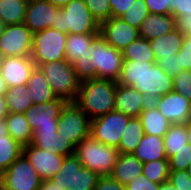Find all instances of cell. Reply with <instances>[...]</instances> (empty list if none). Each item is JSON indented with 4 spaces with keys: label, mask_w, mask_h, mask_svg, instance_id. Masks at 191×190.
<instances>
[{
    "label": "cell",
    "mask_w": 191,
    "mask_h": 190,
    "mask_svg": "<svg viewBox=\"0 0 191 190\" xmlns=\"http://www.w3.org/2000/svg\"><path fill=\"white\" fill-rule=\"evenodd\" d=\"M117 83L132 86L144 94L150 103L173 91V78L158 64L150 62L123 61Z\"/></svg>",
    "instance_id": "cell-1"
},
{
    "label": "cell",
    "mask_w": 191,
    "mask_h": 190,
    "mask_svg": "<svg viewBox=\"0 0 191 190\" xmlns=\"http://www.w3.org/2000/svg\"><path fill=\"white\" fill-rule=\"evenodd\" d=\"M117 82L92 79L80 82L75 103L90 120L115 110V92Z\"/></svg>",
    "instance_id": "cell-2"
},
{
    "label": "cell",
    "mask_w": 191,
    "mask_h": 190,
    "mask_svg": "<svg viewBox=\"0 0 191 190\" xmlns=\"http://www.w3.org/2000/svg\"><path fill=\"white\" fill-rule=\"evenodd\" d=\"M74 156L79 159L83 167L94 171L99 176H111L119 150L98 142L89 135L75 146Z\"/></svg>",
    "instance_id": "cell-3"
},
{
    "label": "cell",
    "mask_w": 191,
    "mask_h": 190,
    "mask_svg": "<svg viewBox=\"0 0 191 190\" xmlns=\"http://www.w3.org/2000/svg\"><path fill=\"white\" fill-rule=\"evenodd\" d=\"M53 28L65 34H100V24L84 0H72L56 13Z\"/></svg>",
    "instance_id": "cell-4"
},
{
    "label": "cell",
    "mask_w": 191,
    "mask_h": 190,
    "mask_svg": "<svg viewBox=\"0 0 191 190\" xmlns=\"http://www.w3.org/2000/svg\"><path fill=\"white\" fill-rule=\"evenodd\" d=\"M99 35L68 34L65 59L72 64L80 82L97 79V70L91 64L89 46Z\"/></svg>",
    "instance_id": "cell-5"
},
{
    "label": "cell",
    "mask_w": 191,
    "mask_h": 190,
    "mask_svg": "<svg viewBox=\"0 0 191 190\" xmlns=\"http://www.w3.org/2000/svg\"><path fill=\"white\" fill-rule=\"evenodd\" d=\"M45 75L56 96L67 102H75L80 88L71 63L66 60L52 61L38 66Z\"/></svg>",
    "instance_id": "cell-6"
},
{
    "label": "cell",
    "mask_w": 191,
    "mask_h": 190,
    "mask_svg": "<svg viewBox=\"0 0 191 190\" xmlns=\"http://www.w3.org/2000/svg\"><path fill=\"white\" fill-rule=\"evenodd\" d=\"M67 38V34L52 27L34 33L31 59L36 67L52 61L66 60Z\"/></svg>",
    "instance_id": "cell-7"
},
{
    "label": "cell",
    "mask_w": 191,
    "mask_h": 190,
    "mask_svg": "<svg viewBox=\"0 0 191 190\" xmlns=\"http://www.w3.org/2000/svg\"><path fill=\"white\" fill-rule=\"evenodd\" d=\"M89 50L97 78L117 82L123 64L122 52L109 45L100 35L91 43Z\"/></svg>",
    "instance_id": "cell-8"
},
{
    "label": "cell",
    "mask_w": 191,
    "mask_h": 190,
    "mask_svg": "<svg viewBox=\"0 0 191 190\" xmlns=\"http://www.w3.org/2000/svg\"><path fill=\"white\" fill-rule=\"evenodd\" d=\"M90 121L75 102H68L58 119L57 133L76 146L90 135Z\"/></svg>",
    "instance_id": "cell-9"
},
{
    "label": "cell",
    "mask_w": 191,
    "mask_h": 190,
    "mask_svg": "<svg viewBox=\"0 0 191 190\" xmlns=\"http://www.w3.org/2000/svg\"><path fill=\"white\" fill-rule=\"evenodd\" d=\"M130 118L115 110L108 112L90 121V135L98 142L118 148L124 128Z\"/></svg>",
    "instance_id": "cell-10"
},
{
    "label": "cell",
    "mask_w": 191,
    "mask_h": 190,
    "mask_svg": "<svg viewBox=\"0 0 191 190\" xmlns=\"http://www.w3.org/2000/svg\"><path fill=\"white\" fill-rule=\"evenodd\" d=\"M0 182L11 190H39L42 179L27 158L21 154L0 175Z\"/></svg>",
    "instance_id": "cell-11"
},
{
    "label": "cell",
    "mask_w": 191,
    "mask_h": 190,
    "mask_svg": "<svg viewBox=\"0 0 191 190\" xmlns=\"http://www.w3.org/2000/svg\"><path fill=\"white\" fill-rule=\"evenodd\" d=\"M33 33L24 23L6 25L0 36V52L3 57L32 54Z\"/></svg>",
    "instance_id": "cell-12"
},
{
    "label": "cell",
    "mask_w": 191,
    "mask_h": 190,
    "mask_svg": "<svg viewBox=\"0 0 191 190\" xmlns=\"http://www.w3.org/2000/svg\"><path fill=\"white\" fill-rule=\"evenodd\" d=\"M68 102L56 98L49 102L32 105L25 113V117L32 131L35 129L57 128L62 109Z\"/></svg>",
    "instance_id": "cell-13"
},
{
    "label": "cell",
    "mask_w": 191,
    "mask_h": 190,
    "mask_svg": "<svg viewBox=\"0 0 191 190\" xmlns=\"http://www.w3.org/2000/svg\"><path fill=\"white\" fill-rule=\"evenodd\" d=\"M100 36L111 46L123 51L140 37L139 29L132 27L120 17H111L100 24Z\"/></svg>",
    "instance_id": "cell-14"
},
{
    "label": "cell",
    "mask_w": 191,
    "mask_h": 190,
    "mask_svg": "<svg viewBox=\"0 0 191 190\" xmlns=\"http://www.w3.org/2000/svg\"><path fill=\"white\" fill-rule=\"evenodd\" d=\"M152 103L171 124L191 121V101L180 93L171 91L156 98Z\"/></svg>",
    "instance_id": "cell-15"
},
{
    "label": "cell",
    "mask_w": 191,
    "mask_h": 190,
    "mask_svg": "<svg viewBox=\"0 0 191 190\" xmlns=\"http://www.w3.org/2000/svg\"><path fill=\"white\" fill-rule=\"evenodd\" d=\"M22 154L38 172L42 180L51 179L57 175L65 156L37 148L32 144L22 146Z\"/></svg>",
    "instance_id": "cell-16"
},
{
    "label": "cell",
    "mask_w": 191,
    "mask_h": 190,
    "mask_svg": "<svg viewBox=\"0 0 191 190\" xmlns=\"http://www.w3.org/2000/svg\"><path fill=\"white\" fill-rule=\"evenodd\" d=\"M35 67L28 56H8L0 61V73L8 88L27 84Z\"/></svg>",
    "instance_id": "cell-17"
},
{
    "label": "cell",
    "mask_w": 191,
    "mask_h": 190,
    "mask_svg": "<svg viewBox=\"0 0 191 190\" xmlns=\"http://www.w3.org/2000/svg\"><path fill=\"white\" fill-rule=\"evenodd\" d=\"M59 10V7L54 6L48 0H30L23 23L33 34L50 27L53 28V22Z\"/></svg>",
    "instance_id": "cell-18"
},
{
    "label": "cell",
    "mask_w": 191,
    "mask_h": 190,
    "mask_svg": "<svg viewBox=\"0 0 191 190\" xmlns=\"http://www.w3.org/2000/svg\"><path fill=\"white\" fill-rule=\"evenodd\" d=\"M149 100L132 86L117 83L115 92V111L129 117H139L148 106Z\"/></svg>",
    "instance_id": "cell-19"
},
{
    "label": "cell",
    "mask_w": 191,
    "mask_h": 190,
    "mask_svg": "<svg viewBox=\"0 0 191 190\" xmlns=\"http://www.w3.org/2000/svg\"><path fill=\"white\" fill-rule=\"evenodd\" d=\"M31 144L63 156L74 155L75 146L69 140L59 136L57 128L35 129Z\"/></svg>",
    "instance_id": "cell-20"
},
{
    "label": "cell",
    "mask_w": 191,
    "mask_h": 190,
    "mask_svg": "<svg viewBox=\"0 0 191 190\" xmlns=\"http://www.w3.org/2000/svg\"><path fill=\"white\" fill-rule=\"evenodd\" d=\"M176 29L175 18L171 14H149L139 28L140 37L151 40Z\"/></svg>",
    "instance_id": "cell-21"
},
{
    "label": "cell",
    "mask_w": 191,
    "mask_h": 190,
    "mask_svg": "<svg viewBox=\"0 0 191 190\" xmlns=\"http://www.w3.org/2000/svg\"><path fill=\"white\" fill-rule=\"evenodd\" d=\"M142 171L143 163L133 153H119L111 176L120 184L126 185L140 176Z\"/></svg>",
    "instance_id": "cell-22"
},
{
    "label": "cell",
    "mask_w": 191,
    "mask_h": 190,
    "mask_svg": "<svg viewBox=\"0 0 191 190\" xmlns=\"http://www.w3.org/2000/svg\"><path fill=\"white\" fill-rule=\"evenodd\" d=\"M27 89L34 105L58 98L39 67H35L32 71L27 82Z\"/></svg>",
    "instance_id": "cell-23"
},
{
    "label": "cell",
    "mask_w": 191,
    "mask_h": 190,
    "mask_svg": "<svg viewBox=\"0 0 191 190\" xmlns=\"http://www.w3.org/2000/svg\"><path fill=\"white\" fill-rule=\"evenodd\" d=\"M184 35L176 29L160 37L149 40L156 62L163 57H174L183 43Z\"/></svg>",
    "instance_id": "cell-24"
},
{
    "label": "cell",
    "mask_w": 191,
    "mask_h": 190,
    "mask_svg": "<svg viewBox=\"0 0 191 190\" xmlns=\"http://www.w3.org/2000/svg\"><path fill=\"white\" fill-rule=\"evenodd\" d=\"M133 154L142 162L167 159L164 139L151 134H144Z\"/></svg>",
    "instance_id": "cell-25"
},
{
    "label": "cell",
    "mask_w": 191,
    "mask_h": 190,
    "mask_svg": "<svg viewBox=\"0 0 191 190\" xmlns=\"http://www.w3.org/2000/svg\"><path fill=\"white\" fill-rule=\"evenodd\" d=\"M139 118L144 134L164 137L171 126V123L159 112L152 102L141 112Z\"/></svg>",
    "instance_id": "cell-26"
},
{
    "label": "cell",
    "mask_w": 191,
    "mask_h": 190,
    "mask_svg": "<svg viewBox=\"0 0 191 190\" xmlns=\"http://www.w3.org/2000/svg\"><path fill=\"white\" fill-rule=\"evenodd\" d=\"M9 135L20 145L26 146L32 143L33 131L24 113L9 112L5 118Z\"/></svg>",
    "instance_id": "cell-27"
},
{
    "label": "cell",
    "mask_w": 191,
    "mask_h": 190,
    "mask_svg": "<svg viewBox=\"0 0 191 190\" xmlns=\"http://www.w3.org/2000/svg\"><path fill=\"white\" fill-rule=\"evenodd\" d=\"M144 136V130L139 117H131L124 128L118 146L119 153H133Z\"/></svg>",
    "instance_id": "cell-28"
},
{
    "label": "cell",
    "mask_w": 191,
    "mask_h": 190,
    "mask_svg": "<svg viewBox=\"0 0 191 190\" xmlns=\"http://www.w3.org/2000/svg\"><path fill=\"white\" fill-rule=\"evenodd\" d=\"M4 97L8 110L12 113H25L33 105L27 84L9 87Z\"/></svg>",
    "instance_id": "cell-29"
},
{
    "label": "cell",
    "mask_w": 191,
    "mask_h": 190,
    "mask_svg": "<svg viewBox=\"0 0 191 190\" xmlns=\"http://www.w3.org/2000/svg\"><path fill=\"white\" fill-rule=\"evenodd\" d=\"M29 0H0V19L5 25L24 22Z\"/></svg>",
    "instance_id": "cell-30"
},
{
    "label": "cell",
    "mask_w": 191,
    "mask_h": 190,
    "mask_svg": "<svg viewBox=\"0 0 191 190\" xmlns=\"http://www.w3.org/2000/svg\"><path fill=\"white\" fill-rule=\"evenodd\" d=\"M164 147L167 159L175 155L177 151L188 144L187 123L171 124L168 132L164 135Z\"/></svg>",
    "instance_id": "cell-31"
},
{
    "label": "cell",
    "mask_w": 191,
    "mask_h": 190,
    "mask_svg": "<svg viewBox=\"0 0 191 190\" xmlns=\"http://www.w3.org/2000/svg\"><path fill=\"white\" fill-rule=\"evenodd\" d=\"M123 61H141L156 63L149 40L139 37L132 41L123 51Z\"/></svg>",
    "instance_id": "cell-32"
},
{
    "label": "cell",
    "mask_w": 191,
    "mask_h": 190,
    "mask_svg": "<svg viewBox=\"0 0 191 190\" xmlns=\"http://www.w3.org/2000/svg\"><path fill=\"white\" fill-rule=\"evenodd\" d=\"M100 176L88 168L83 167L74 156V179L73 187L67 190H94Z\"/></svg>",
    "instance_id": "cell-33"
},
{
    "label": "cell",
    "mask_w": 191,
    "mask_h": 190,
    "mask_svg": "<svg viewBox=\"0 0 191 190\" xmlns=\"http://www.w3.org/2000/svg\"><path fill=\"white\" fill-rule=\"evenodd\" d=\"M22 154V145L10 135L0 136V175Z\"/></svg>",
    "instance_id": "cell-34"
},
{
    "label": "cell",
    "mask_w": 191,
    "mask_h": 190,
    "mask_svg": "<svg viewBox=\"0 0 191 190\" xmlns=\"http://www.w3.org/2000/svg\"><path fill=\"white\" fill-rule=\"evenodd\" d=\"M142 174L151 182L163 184L169 181L170 168L168 159L143 163Z\"/></svg>",
    "instance_id": "cell-35"
},
{
    "label": "cell",
    "mask_w": 191,
    "mask_h": 190,
    "mask_svg": "<svg viewBox=\"0 0 191 190\" xmlns=\"http://www.w3.org/2000/svg\"><path fill=\"white\" fill-rule=\"evenodd\" d=\"M149 9L144 0H135L130 8L120 18L134 28L139 29L143 20L149 15Z\"/></svg>",
    "instance_id": "cell-36"
},
{
    "label": "cell",
    "mask_w": 191,
    "mask_h": 190,
    "mask_svg": "<svg viewBox=\"0 0 191 190\" xmlns=\"http://www.w3.org/2000/svg\"><path fill=\"white\" fill-rule=\"evenodd\" d=\"M74 179V155L65 156L63 163L57 175L51 180L54 184H57L63 190H67L69 187H73Z\"/></svg>",
    "instance_id": "cell-37"
},
{
    "label": "cell",
    "mask_w": 191,
    "mask_h": 190,
    "mask_svg": "<svg viewBox=\"0 0 191 190\" xmlns=\"http://www.w3.org/2000/svg\"><path fill=\"white\" fill-rule=\"evenodd\" d=\"M84 3L99 24L112 17L109 0H84Z\"/></svg>",
    "instance_id": "cell-38"
},
{
    "label": "cell",
    "mask_w": 191,
    "mask_h": 190,
    "mask_svg": "<svg viewBox=\"0 0 191 190\" xmlns=\"http://www.w3.org/2000/svg\"><path fill=\"white\" fill-rule=\"evenodd\" d=\"M170 171L187 170L191 163V144L184 145V148L177 151V153L171 156L169 159Z\"/></svg>",
    "instance_id": "cell-39"
},
{
    "label": "cell",
    "mask_w": 191,
    "mask_h": 190,
    "mask_svg": "<svg viewBox=\"0 0 191 190\" xmlns=\"http://www.w3.org/2000/svg\"><path fill=\"white\" fill-rule=\"evenodd\" d=\"M173 91L191 101V70H182L173 77Z\"/></svg>",
    "instance_id": "cell-40"
},
{
    "label": "cell",
    "mask_w": 191,
    "mask_h": 190,
    "mask_svg": "<svg viewBox=\"0 0 191 190\" xmlns=\"http://www.w3.org/2000/svg\"><path fill=\"white\" fill-rule=\"evenodd\" d=\"M176 57H179V72L191 70V35L184 36L182 47Z\"/></svg>",
    "instance_id": "cell-41"
},
{
    "label": "cell",
    "mask_w": 191,
    "mask_h": 190,
    "mask_svg": "<svg viewBox=\"0 0 191 190\" xmlns=\"http://www.w3.org/2000/svg\"><path fill=\"white\" fill-rule=\"evenodd\" d=\"M169 182L176 190H191V178L187 170L170 171Z\"/></svg>",
    "instance_id": "cell-42"
},
{
    "label": "cell",
    "mask_w": 191,
    "mask_h": 190,
    "mask_svg": "<svg viewBox=\"0 0 191 190\" xmlns=\"http://www.w3.org/2000/svg\"><path fill=\"white\" fill-rule=\"evenodd\" d=\"M161 184L151 182L145 175L132 179L125 185L126 190H160Z\"/></svg>",
    "instance_id": "cell-43"
},
{
    "label": "cell",
    "mask_w": 191,
    "mask_h": 190,
    "mask_svg": "<svg viewBox=\"0 0 191 190\" xmlns=\"http://www.w3.org/2000/svg\"><path fill=\"white\" fill-rule=\"evenodd\" d=\"M150 14H171V0H144Z\"/></svg>",
    "instance_id": "cell-44"
},
{
    "label": "cell",
    "mask_w": 191,
    "mask_h": 190,
    "mask_svg": "<svg viewBox=\"0 0 191 190\" xmlns=\"http://www.w3.org/2000/svg\"><path fill=\"white\" fill-rule=\"evenodd\" d=\"M156 64L172 78L179 73V57H176V55L174 57H163Z\"/></svg>",
    "instance_id": "cell-45"
},
{
    "label": "cell",
    "mask_w": 191,
    "mask_h": 190,
    "mask_svg": "<svg viewBox=\"0 0 191 190\" xmlns=\"http://www.w3.org/2000/svg\"><path fill=\"white\" fill-rule=\"evenodd\" d=\"M94 190H126L125 185L117 182L112 176H100Z\"/></svg>",
    "instance_id": "cell-46"
},
{
    "label": "cell",
    "mask_w": 191,
    "mask_h": 190,
    "mask_svg": "<svg viewBox=\"0 0 191 190\" xmlns=\"http://www.w3.org/2000/svg\"><path fill=\"white\" fill-rule=\"evenodd\" d=\"M182 14L191 15V0H171V15L176 18Z\"/></svg>",
    "instance_id": "cell-47"
},
{
    "label": "cell",
    "mask_w": 191,
    "mask_h": 190,
    "mask_svg": "<svg viewBox=\"0 0 191 190\" xmlns=\"http://www.w3.org/2000/svg\"><path fill=\"white\" fill-rule=\"evenodd\" d=\"M135 0H109L112 10V17H120L126 12Z\"/></svg>",
    "instance_id": "cell-48"
},
{
    "label": "cell",
    "mask_w": 191,
    "mask_h": 190,
    "mask_svg": "<svg viewBox=\"0 0 191 190\" xmlns=\"http://www.w3.org/2000/svg\"><path fill=\"white\" fill-rule=\"evenodd\" d=\"M176 30L184 36L191 35V15L182 14L175 18Z\"/></svg>",
    "instance_id": "cell-49"
},
{
    "label": "cell",
    "mask_w": 191,
    "mask_h": 190,
    "mask_svg": "<svg viewBox=\"0 0 191 190\" xmlns=\"http://www.w3.org/2000/svg\"><path fill=\"white\" fill-rule=\"evenodd\" d=\"M39 190H63V188H60L57 184H54L51 179H46L42 180Z\"/></svg>",
    "instance_id": "cell-50"
},
{
    "label": "cell",
    "mask_w": 191,
    "mask_h": 190,
    "mask_svg": "<svg viewBox=\"0 0 191 190\" xmlns=\"http://www.w3.org/2000/svg\"><path fill=\"white\" fill-rule=\"evenodd\" d=\"M9 110L4 96H0V120L6 118Z\"/></svg>",
    "instance_id": "cell-51"
},
{
    "label": "cell",
    "mask_w": 191,
    "mask_h": 190,
    "mask_svg": "<svg viewBox=\"0 0 191 190\" xmlns=\"http://www.w3.org/2000/svg\"><path fill=\"white\" fill-rule=\"evenodd\" d=\"M2 135H9L5 118L0 120V136Z\"/></svg>",
    "instance_id": "cell-52"
},
{
    "label": "cell",
    "mask_w": 191,
    "mask_h": 190,
    "mask_svg": "<svg viewBox=\"0 0 191 190\" xmlns=\"http://www.w3.org/2000/svg\"><path fill=\"white\" fill-rule=\"evenodd\" d=\"M48 1L51 2L54 6L62 8L72 0H48Z\"/></svg>",
    "instance_id": "cell-53"
},
{
    "label": "cell",
    "mask_w": 191,
    "mask_h": 190,
    "mask_svg": "<svg viewBox=\"0 0 191 190\" xmlns=\"http://www.w3.org/2000/svg\"><path fill=\"white\" fill-rule=\"evenodd\" d=\"M7 89H8V87L6 85V82L2 78L1 73H0V96H5Z\"/></svg>",
    "instance_id": "cell-54"
},
{
    "label": "cell",
    "mask_w": 191,
    "mask_h": 190,
    "mask_svg": "<svg viewBox=\"0 0 191 190\" xmlns=\"http://www.w3.org/2000/svg\"><path fill=\"white\" fill-rule=\"evenodd\" d=\"M160 190H176V188L168 181L161 184Z\"/></svg>",
    "instance_id": "cell-55"
},
{
    "label": "cell",
    "mask_w": 191,
    "mask_h": 190,
    "mask_svg": "<svg viewBox=\"0 0 191 190\" xmlns=\"http://www.w3.org/2000/svg\"><path fill=\"white\" fill-rule=\"evenodd\" d=\"M187 137L188 142L191 144V121L187 123Z\"/></svg>",
    "instance_id": "cell-56"
},
{
    "label": "cell",
    "mask_w": 191,
    "mask_h": 190,
    "mask_svg": "<svg viewBox=\"0 0 191 190\" xmlns=\"http://www.w3.org/2000/svg\"><path fill=\"white\" fill-rule=\"evenodd\" d=\"M5 26L4 22L0 19V36L3 34Z\"/></svg>",
    "instance_id": "cell-57"
},
{
    "label": "cell",
    "mask_w": 191,
    "mask_h": 190,
    "mask_svg": "<svg viewBox=\"0 0 191 190\" xmlns=\"http://www.w3.org/2000/svg\"><path fill=\"white\" fill-rule=\"evenodd\" d=\"M0 190H11L10 188L6 187L4 184L0 182Z\"/></svg>",
    "instance_id": "cell-58"
},
{
    "label": "cell",
    "mask_w": 191,
    "mask_h": 190,
    "mask_svg": "<svg viewBox=\"0 0 191 190\" xmlns=\"http://www.w3.org/2000/svg\"><path fill=\"white\" fill-rule=\"evenodd\" d=\"M187 172L191 178V163L189 164L188 168H187Z\"/></svg>",
    "instance_id": "cell-59"
},
{
    "label": "cell",
    "mask_w": 191,
    "mask_h": 190,
    "mask_svg": "<svg viewBox=\"0 0 191 190\" xmlns=\"http://www.w3.org/2000/svg\"><path fill=\"white\" fill-rule=\"evenodd\" d=\"M2 58H3V56H2V54H1V52H0V61L2 60Z\"/></svg>",
    "instance_id": "cell-60"
}]
</instances>
